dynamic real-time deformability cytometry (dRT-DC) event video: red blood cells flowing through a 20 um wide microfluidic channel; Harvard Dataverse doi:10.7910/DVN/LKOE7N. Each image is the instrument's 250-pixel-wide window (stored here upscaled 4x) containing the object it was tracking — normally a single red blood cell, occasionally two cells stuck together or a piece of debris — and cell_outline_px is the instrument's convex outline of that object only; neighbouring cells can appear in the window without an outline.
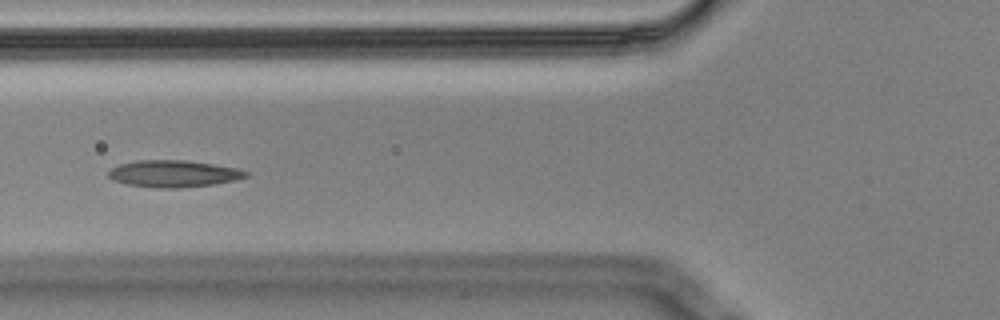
{"species": "Egyptian fruit bat (a non-hibernating species)", "species_latin": "Rousettus aegyptiacus", "temperature_condition": "cold", "stored_images_in_passage": 9, "camera_frame_rate_fps": 3000, "um_per_image_px": 0.085, "animal": {"sex": "male"}, "frame": {"image": 1, "passage_image": 2, "time_ms": 0.333, "image_size_px": [1000, 320], "cell_outline_px": [[248, 176], [236, 180], [212, 184], [180, 188], [156, 188], [124, 184], [112, 180], [108, 176], [108, 172], [112, 168], [120, 164], [136, 160], [184, 160], [212, 164], [236, 168], [248, 172]], "centroid_in_image_um": [14.71, 14.77], "position_along_channel_um": 111.1, "area_um2": 21.5}}
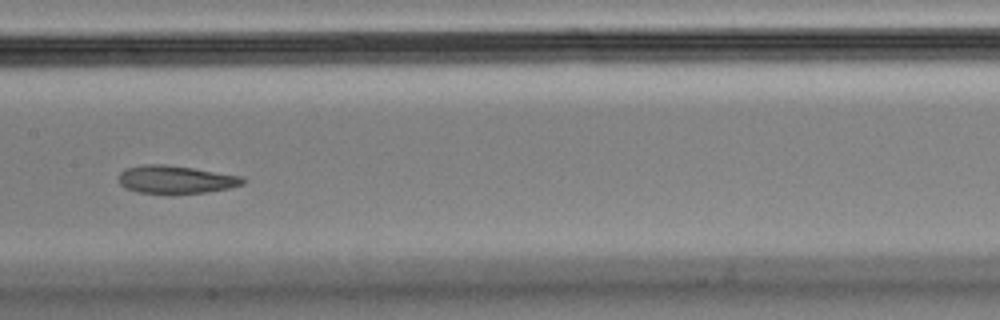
{"frame": {"image": 2, "passage_image": 4, "time_ms": 1.0, "image_size_px": [1000, 320], "cell_outline_px": [[248, 180], [244, 184], [228, 188], [204, 192], [172, 196], [168, 196], [136, 192], [120, 184], [120, 172], [124, 168], [144, 164], [164, 164], [192, 168], [244, 176]], "centroid_in_image_um": [14.95, 15.29], "position_along_channel_um": 192.4, "area_um2": 20.87}}
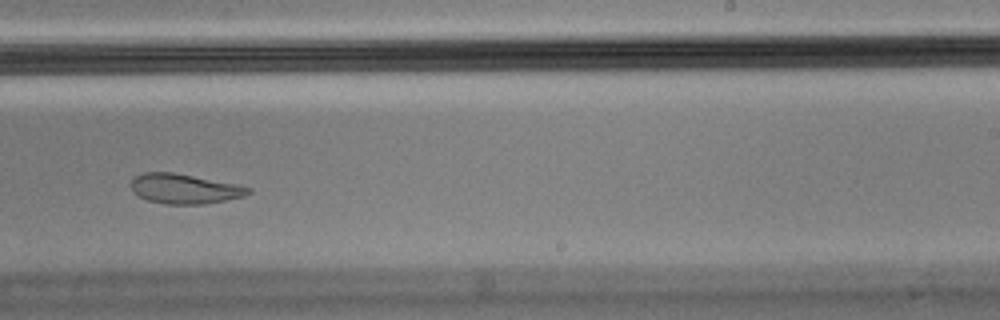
{"frame": {"image": 3, "passage_image": 6, "time_ms": 1.667, "image_size_px": [1000, 320], "cell_outline_px": [[252, 192], [244, 196], [204, 204], [164, 204], [148, 200], [132, 192], [132, 176], [144, 172], [172, 172], [240, 184], [252, 188]], "centroid_in_image_um": [15.7, 16.03], "position_along_channel_um": 273.3, "area_um2": 20.52}}